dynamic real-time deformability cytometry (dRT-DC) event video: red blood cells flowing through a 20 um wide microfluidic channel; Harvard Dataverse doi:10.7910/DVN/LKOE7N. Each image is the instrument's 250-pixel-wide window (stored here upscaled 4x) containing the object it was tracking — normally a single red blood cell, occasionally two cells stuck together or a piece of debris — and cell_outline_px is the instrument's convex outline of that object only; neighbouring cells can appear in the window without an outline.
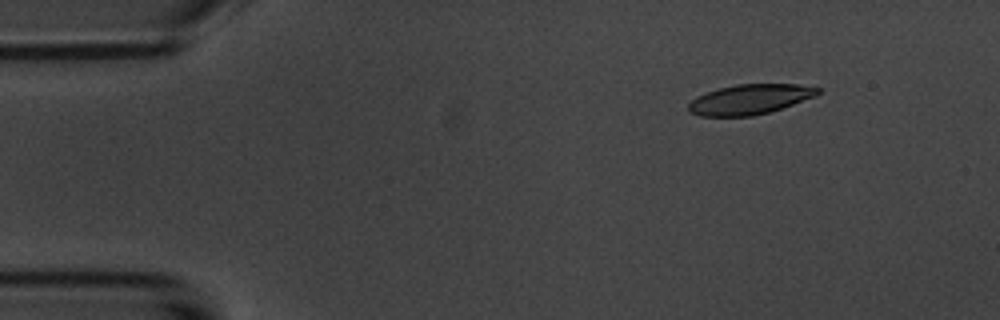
{"species": "common noctule bat (a hibernating species)", "species_latin": "Nyctalus noctula", "temperature_condition": "room temperature", "stored_images_in_passage": 5, "camera_frame_rate_fps": 3000, "um_per_image_px": 0.085, "animal": {"sex": "male", "body_mass_g": 20.1, "forearm_length_mm": 53.5}, "frame": {"image": 1, "passage_image": 1, "time_ms": 0.0, "image_size_px": [1000, 320], "cell_outline_px": [[820, 92], [816, 96], [768, 112], [752, 116], [700, 116], [688, 112], [688, 104], [696, 96], [720, 88], [736, 84], [796, 84], [820, 88]], "centroid_in_image_um": [63.71, 8.44], "position_along_channel_um": 21.3, "area_um2": 22.43}}
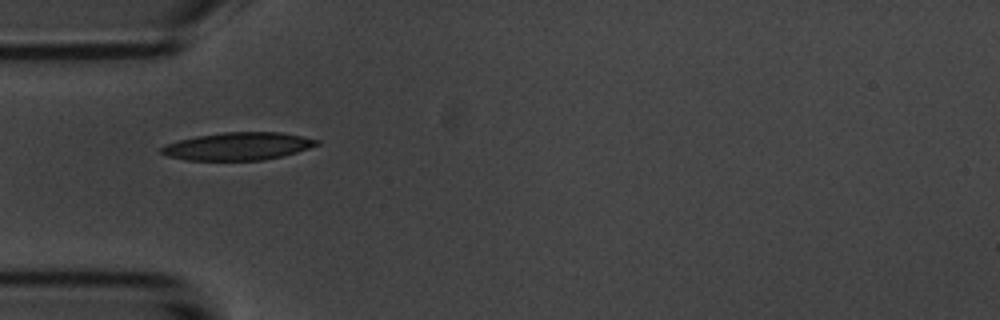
{"frame": {"image": 2, "passage_image": 4, "time_ms": 3.333, "image_size_px": [1000, 320], "cell_outline_px": [[320, 144], [296, 152], [264, 160], [184, 160], [168, 156], [160, 152], [160, 148], [168, 144], [180, 140], [196, 136], [224, 132], [280, 132], [320, 140]], "centroid_in_image_um": [20.22, 12.43], "position_along_channel_um": 64.8, "area_um2": 24.85}}